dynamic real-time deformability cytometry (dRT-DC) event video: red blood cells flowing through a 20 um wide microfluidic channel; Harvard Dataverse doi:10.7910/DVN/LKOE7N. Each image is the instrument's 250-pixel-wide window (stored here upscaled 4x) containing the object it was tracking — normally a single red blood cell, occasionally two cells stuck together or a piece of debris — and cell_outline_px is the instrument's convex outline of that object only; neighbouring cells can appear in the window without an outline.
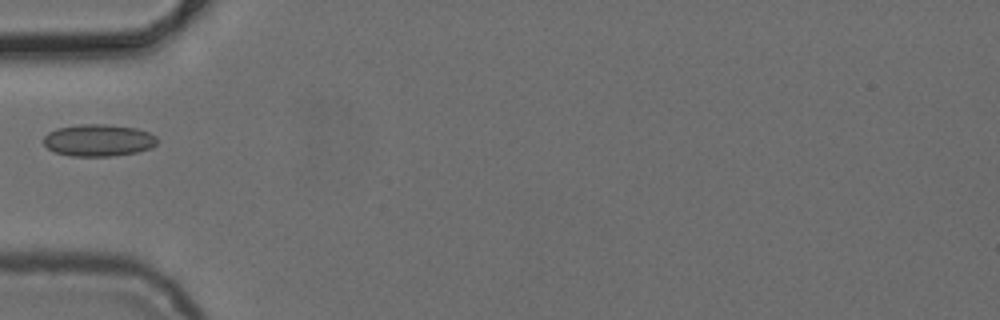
{"species": "common noctule bat (a hibernating species)", "species_latin": "Nyctalus noctula", "temperature_condition": "cold", "stored_images_in_passage": 2, "camera_frame_rate_fps": 3000, "um_per_image_px": 0.085, "animal": {"sex": "female", "body_mass_g": 24.6, "forearm_length_mm": 56.2}, "frame": {"image": 1, "passage_image": 2, "time_ms": 3.667, "image_size_px": [1000, 320], "cell_outline_px": [[160, 140], [152, 148], [136, 152], [112, 156], [68, 156], [56, 152], [48, 148], [44, 144], [44, 136], [48, 132], [56, 128], [80, 124], [104, 124], [136, 128], [148, 132], [156, 136]], "centroid_in_image_um": [8.38, 11.92], "position_along_channel_um": 76.6, "area_um2": 21.33}}